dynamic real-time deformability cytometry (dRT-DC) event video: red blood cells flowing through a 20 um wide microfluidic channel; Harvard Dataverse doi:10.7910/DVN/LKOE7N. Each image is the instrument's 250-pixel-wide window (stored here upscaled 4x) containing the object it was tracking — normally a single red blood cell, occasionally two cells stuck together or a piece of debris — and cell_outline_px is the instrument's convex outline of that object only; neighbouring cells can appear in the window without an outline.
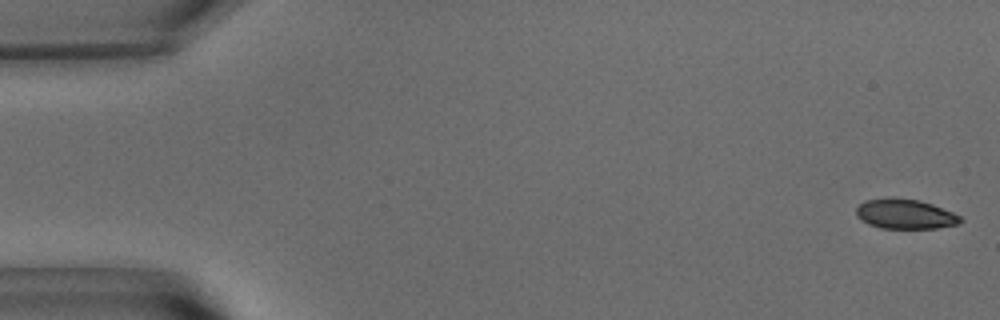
{"species": "common noctule bat (a hibernating species)", "species_latin": "Nyctalus noctula", "temperature_condition": "warm", "stored_images_in_passage": 54, "camera_frame_rate_fps": 3000, "um_per_image_px": 0.085, "animal": {"sex": "male", "body_mass_g": 15.6}, "frame": {"image": 1, "passage_image": 2, "time_ms": 0.333, "image_size_px": [1000, 320], "cell_outline_px": [[964, 220], [960, 224], [936, 228], [880, 228], [868, 224], [856, 216], [856, 208], [864, 200], [892, 196], [896, 196], [920, 200], [932, 204], [952, 212], [960, 216]], "centroid_in_image_um": [76.92, 18.17], "position_along_channel_um": 8.1, "area_um2": 18.44}}
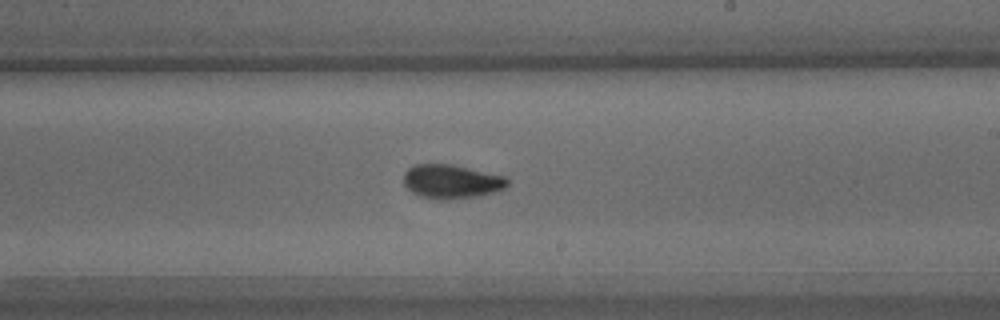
{"frame": {"image": 2, "passage_image": 32, "time_ms": 10.333, "image_size_px": [1000, 320], "cell_outline_px": [[508, 184], [504, 188], [496, 192], [480, 196], [448, 200], [440, 200], [420, 196], [412, 192], [404, 184], [404, 172], [408, 168], [416, 164], [452, 164], [508, 176]], "centroid_in_image_um": [38.41, 15.43], "position_along_channel_um": 250.6, "area_um2": 20.87}}
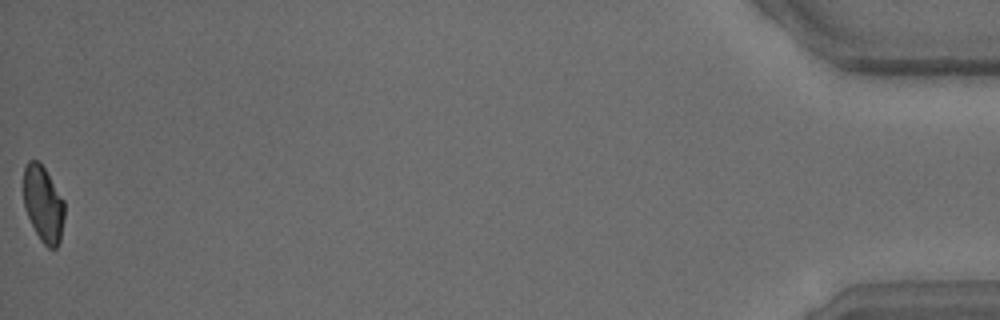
{"frame": {"image": 3, "passage_image": 54, "time_ms": 17.667, "image_size_px": [1000, 320], "cell_outline_px": [[64, 216], [60, 240], [56, 248], [48, 248], [40, 240], [24, 208], [24, 168], [28, 160], [36, 160], [44, 168], [64, 200]], "centroid_in_image_um": [3.68, 17.35], "position_along_channel_um": 431.5, "area_um2": 17.92}, "authors_computed_cell_mechanics": {"area_um2": 19.7098, "velocity_mm_per_s": 3.8159, "shape_relaxation_time_tau1_ms": 3.984, "shape_relaxation_time_tau2_ms": 1.1577, "deformation_change_tau1": 0.1253, "deformation_change_tau2": 0.0548}}